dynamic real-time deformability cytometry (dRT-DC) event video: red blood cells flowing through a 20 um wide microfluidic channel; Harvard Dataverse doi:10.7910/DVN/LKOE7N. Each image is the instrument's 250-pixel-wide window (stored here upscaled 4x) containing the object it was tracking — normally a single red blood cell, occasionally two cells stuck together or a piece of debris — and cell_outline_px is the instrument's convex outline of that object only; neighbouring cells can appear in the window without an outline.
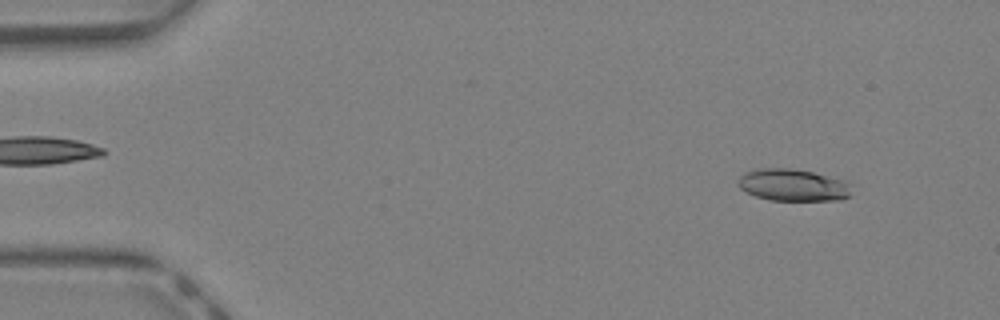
{"species": "Egyptian fruit bat (a non-hibernating species)", "species_latin": "Rousettus aegyptiacus", "temperature_condition": "warm", "stored_images_in_passage": 41, "camera_frame_rate_fps": 3000, "um_per_image_px": 0.085, "animal": {"sex": "female"}, "frame": {"image": 1, "passage_image": 3, "time_ms": 0.667, "image_size_px": [1000, 320], "cell_outline_px": [[848, 196], [840, 200], [768, 200], [756, 196], [740, 188], [740, 176], [744, 172], [760, 168], [792, 168], [812, 172], [844, 180], [848, 184]], "centroid_in_image_um": [67.37, 15.72], "position_along_channel_um": 17.6, "area_um2": 20.81}}
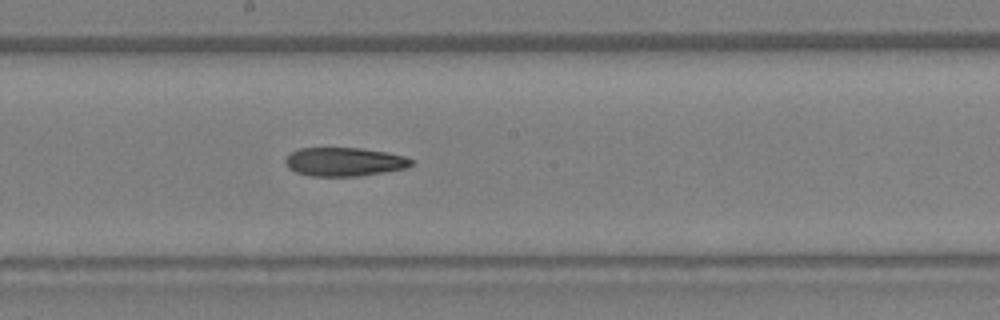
{"frame": {"image": 2, "passage_image": 22, "time_ms": 7.0, "image_size_px": [1000, 320], "cell_outline_px": [[412, 164], [408, 168], [360, 176], [308, 176], [296, 172], [288, 168], [284, 164], [284, 160], [292, 152], [300, 148], [360, 148], [388, 152], [404, 156], [412, 160]], "centroid_in_image_um": [29.26, 13.76], "position_along_channel_um": 218.9, "area_um2": 21.15}}
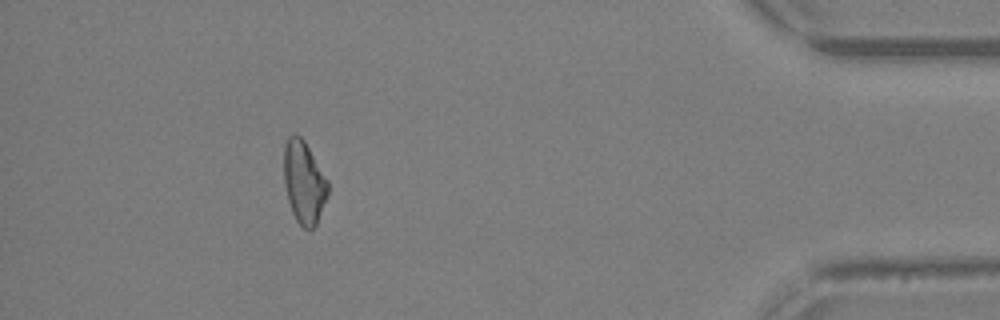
{"frame": {"image": 3, "passage_image": 37, "time_ms": 12.0, "image_size_px": [1000, 320], "cell_outline_px": [[328, 196], [316, 224], [312, 228], [304, 228], [296, 220], [292, 212], [288, 200], [284, 184], [284, 144], [288, 136], [300, 136], [304, 140], [328, 180]], "centroid_in_image_um": [25.83, 15.49], "position_along_channel_um": 409.4, "area_um2": 21.04}, "authors_computed_cell_mechanics": {"area_um2": 21.4438, "velocity_mm_per_s": 4.9046, "shape_relaxation_time_tau1_ms": 6.7049, "shape_relaxation_time_tau2_ms": 9.6139, "deformation_change_tau1": 0.1916, "deformation_change_tau2": 0.2881}}